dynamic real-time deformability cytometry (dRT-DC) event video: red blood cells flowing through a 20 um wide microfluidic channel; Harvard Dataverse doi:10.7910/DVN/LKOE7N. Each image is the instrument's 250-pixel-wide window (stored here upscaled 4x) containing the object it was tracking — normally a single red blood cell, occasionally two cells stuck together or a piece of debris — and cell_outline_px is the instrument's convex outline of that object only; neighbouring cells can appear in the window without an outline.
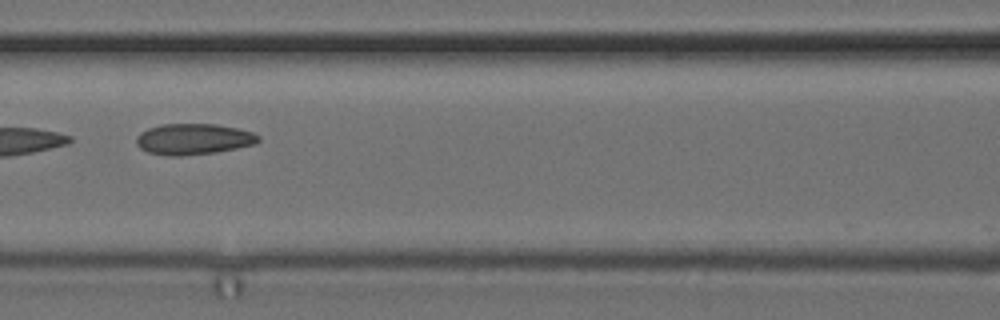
{"species": "common noctule bat (a hibernating species)", "species_latin": "Nyctalus noctula", "temperature_condition": "cold", "stored_images_in_passage": 9, "camera_frame_rate_fps": 3000, "um_per_image_px": 0.085, "animal": {"sex": "female", "body_mass_g": 24.6, "forearm_length_mm": 56.2}, "frame": {"image": 1, "passage_image": 6, "time_ms": 1.667, "image_size_px": [1000, 320], "cell_outline_px": [[260, 140], [256, 144], [216, 152], [180, 156], [168, 156], [148, 152], [140, 148], [136, 144], [136, 136], [140, 132], [148, 128], [160, 124], [216, 124], [236, 128], [252, 132], [260, 136]], "centroid_in_image_um": [16.43, 11.82], "position_along_channel_um": 150.2, "area_um2": 22.14}}
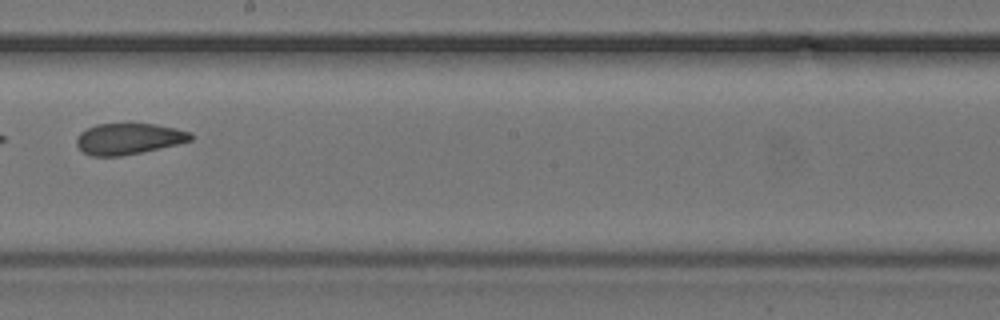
{"frame": {"image": 2, "passage_image": 8, "time_ms": 2.333, "image_size_px": [1000, 320], "cell_outline_px": [[192, 140], [176, 144], [140, 152], [120, 156], [92, 156], [84, 152], [76, 144], [76, 136], [80, 132], [96, 124], [156, 124], [176, 128], [192, 132]], "centroid_in_image_um": [10.92, 11.79], "position_along_channel_um": 237.3, "area_um2": 20.52}}
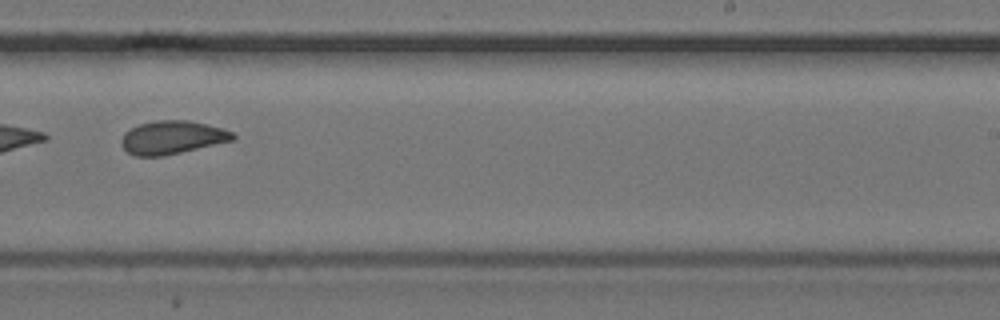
{"frame": {"image": 3, "passage_image": 9, "time_ms": 2.667, "image_size_px": [1000, 320], "cell_outline_px": [[236, 140], [164, 156], [136, 156], [128, 152], [120, 144], [120, 140], [124, 132], [140, 124], [156, 120], [188, 120], [208, 124], [232, 132], [236, 136]], "centroid_in_image_um": [14.65, 11.68], "position_along_channel_um": 274.4, "area_um2": 21.73}}